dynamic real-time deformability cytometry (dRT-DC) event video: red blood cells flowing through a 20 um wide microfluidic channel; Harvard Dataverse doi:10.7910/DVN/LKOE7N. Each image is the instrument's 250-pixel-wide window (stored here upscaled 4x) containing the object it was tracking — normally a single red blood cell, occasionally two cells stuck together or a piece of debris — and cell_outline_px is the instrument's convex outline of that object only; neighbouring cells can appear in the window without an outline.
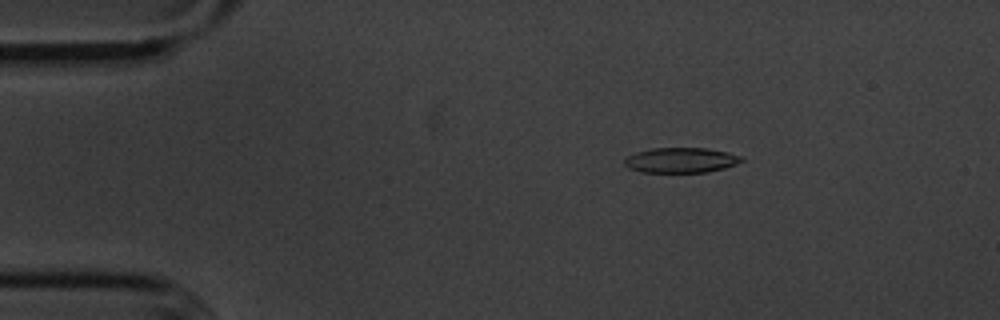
{"species": "common noctule bat (a hibernating species)", "species_latin": "Nyctalus noctula", "temperature_condition": "cold", "stored_images_in_passage": 55, "camera_frame_rate_fps": 3000, "um_per_image_px": 0.085, "animal": {"sex": "male", "body_mass_g": 20.1, "forearm_length_mm": 53.5}, "frame": {"image": 1, "passage_image": 9, "time_ms": 2.667, "image_size_px": [1000, 320], "cell_outline_px": [[744, 160], [736, 164], [724, 168], [708, 172], [640, 172], [628, 168], [624, 164], [624, 160], [628, 156], [636, 152], [652, 148], [704, 148], [728, 152], [740, 156]], "centroid_in_image_um": [57.86, 13.62], "position_along_channel_um": 27.1, "area_um2": 17.11}}
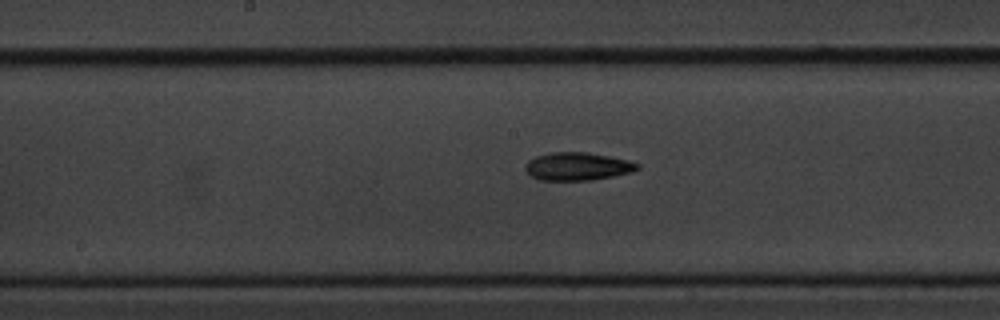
{"frame": {"image": 2, "passage_image": 28, "time_ms": 9.0, "image_size_px": [1000, 320], "cell_outline_px": [[640, 168], [632, 172], [592, 180], [540, 180], [532, 176], [524, 168], [528, 160], [536, 156], [552, 152], [588, 152], [628, 160], [640, 164]], "centroid_in_image_um": [49.1, 14.14], "position_along_channel_um": 199.1, "area_um2": 18.21}}
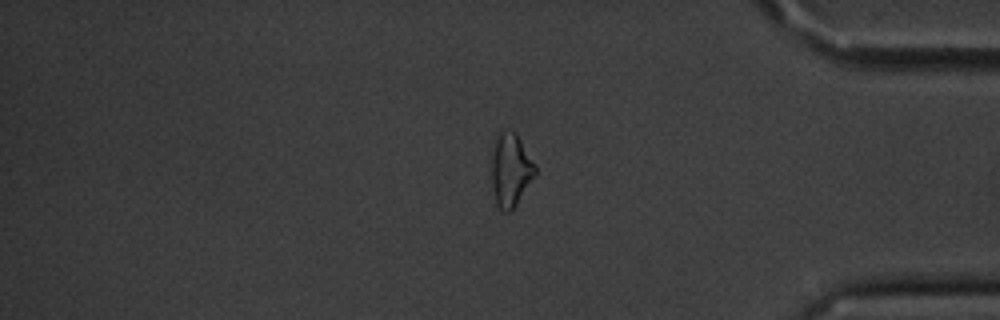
{"frame": {"image": 3, "passage_image": 46, "time_ms": 15.0, "image_size_px": [1000, 320], "cell_outline_px": [[536, 176], [512, 212], [504, 212], [496, 204], [492, 188], [492, 148], [496, 132], [516, 132], [536, 164]], "centroid_in_image_um": [43.42, 14.47], "position_along_channel_um": 391.8, "area_um2": 19.07}, "authors_computed_cell_mechanics": {"area_um2": 18.0914, "velocity_mm_per_s": 3.6081, "shape_relaxation_time_tau1_ms": 3.0831, "shape_relaxation_time_tau2_ms": null, "deformation_change_tau1": 0.0969, "deformation_change_tau2": null}}